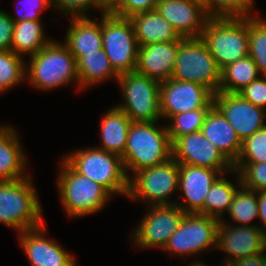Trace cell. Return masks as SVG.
Masks as SVG:
<instances>
[{
  "label": "cell",
  "mask_w": 266,
  "mask_h": 266,
  "mask_svg": "<svg viewBox=\"0 0 266 266\" xmlns=\"http://www.w3.org/2000/svg\"><path fill=\"white\" fill-rule=\"evenodd\" d=\"M76 70L81 91L104 83L110 78L118 80L119 75L111 66L110 60L103 48L96 52L84 53L76 60Z\"/></svg>",
  "instance_id": "obj_26"
},
{
  "label": "cell",
  "mask_w": 266,
  "mask_h": 266,
  "mask_svg": "<svg viewBox=\"0 0 266 266\" xmlns=\"http://www.w3.org/2000/svg\"><path fill=\"white\" fill-rule=\"evenodd\" d=\"M201 39L222 70L249 55L248 17L209 18Z\"/></svg>",
  "instance_id": "obj_6"
},
{
  "label": "cell",
  "mask_w": 266,
  "mask_h": 266,
  "mask_svg": "<svg viewBox=\"0 0 266 266\" xmlns=\"http://www.w3.org/2000/svg\"><path fill=\"white\" fill-rule=\"evenodd\" d=\"M260 76L256 63L248 55L221 70L219 92L238 93Z\"/></svg>",
  "instance_id": "obj_29"
},
{
  "label": "cell",
  "mask_w": 266,
  "mask_h": 266,
  "mask_svg": "<svg viewBox=\"0 0 266 266\" xmlns=\"http://www.w3.org/2000/svg\"><path fill=\"white\" fill-rule=\"evenodd\" d=\"M38 193L29 175L21 180L0 181V223L16 233L44 222Z\"/></svg>",
  "instance_id": "obj_3"
},
{
  "label": "cell",
  "mask_w": 266,
  "mask_h": 266,
  "mask_svg": "<svg viewBox=\"0 0 266 266\" xmlns=\"http://www.w3.org/2000/svg\"><path fill=\"white\" fill-rule=\"evenodd\" d=\"M263 241L266 247V228L262 231Z\"/></svg>",
  "instance_id": "obj_46"
},
{
  "label": "cell",
  "mask_w": 266,
  "mask_h": 266,
  "mask_svg": "<svg viewBox=\"0 0 266 266\" xmlns=\"http://www.w3.org/2000/svg\"><path fill=\"white\" fill-rule=\"evenodd\" d=\"M117 83L120 85L123 102L117 104L132 122H158L160 113V84L138 72L121 74Z\"/></svg>",
  "instance_id": "obj_9"
},
{
  "label": "cell",
  "mask_w": 266,
  "mask_h": 266,
  "mask_svg": "<svg viewBox=\"0 0 266 266\" xmlns=\"http://www.w3.org/2000/svg\"><path fill=\"white\" fill-rule=\"evenodd\" d=\"M100 122L101 144L95 147L122 156L132 123L131 119L114 106L103 115Z\"/></svg>",
  "instance_id": "obj_25"
},
{
  "label": "cell",
  "mask_w": 266,
  "mask_h": 266,
  "mask_svg": "<svg viewBox=\"0 0 266 266\" xmlns=\"http://www.w3.org/2000/svg\"><path fill=\"white\" fill-rule=\"evenodd\" d=\"M259 223L261 231L266 228V190L258 192ZM262 225V226H261Z\"/></svg>",
  "instance_id": "obj_43"
},
{
  "label": "cell",
  "mask_w": 266,
  "mask_h": 266,
  "mask_svg": "<svg viewBox=\"0 0 266 266\" xmlns=\"http://www.w3.org/2000/svg\"><path fill=\"white\" fill-rule=\"evenodd\" d=\"M52 8L63 13L66 18L90 16L88 10H93V8H98L99 12L104 13L94 0H52Z\"/></svg>",
  "instance_id": "obj_37"
},
{
  "label": "cell",
  "mask_w": 266,
  "mask_h": 266,
  "mask_svg": "<svg viewBox=\"0 0 266 266\" xmlns=\"http://www.w3.org/2000/svg\"><path fill=\"white\" fill-rule=\"evenodd\" d=\"M59 168L56 186L68 217L92 215L109 204L112 195L100 184L79 174L64 158Z\"/></svg>",
  "instance_id": "obj_4"
},
{
  "label": "cell",
  "mask_w": 266,
  "mask_h": 266,
  "mask_svg": "<svg viewBox=\"0 0 266 266\" xmlns=\"http://www.w3.org/2000/svg\"><path fill=\"white\" fill-rule=\"evenodd\" d=\"M178 183L179 163L172 157L160 165L147 167L130 175L126 198L142 200L148 206L175 204L171 196L178 191Z\"/></svg>",
  "instance_id": "obj_7"
},
{
  "label": "cell",
  "mask_w": 266,
  "mask_h": 266,
  "mask_svg": "<svg viewBox=\"0 0 266 266\" xmlns=\"http://www.w3.org/2000/svg\"><path fill=\"white\" fill-rule=\"evenodd\" d=\"M26 80L34 89L50 91L77 82L76 59L64 42L51 40L26 61Z\"/></svg>",
  "instance_id": "obj_2"
},
{
  "label": "cell",
  "mask_w": 266,
  "mask_h": 266,
  "mask_svg": "<svg viewBox=\"0 0 266 266\" xmlns=\"http://www.w3.org/2000/svg\"><path fill=\"white\" fill-rule=\"evenodd\" d=\"M156 10L183 38H200L209 20L200 0H159Z\"/></svg>",
  "instance_id": "obj_19"
},
{
  "label": "cell",
  "mask_w": 266,
  "mask_h": 266,
  "mask_svg": "<svg viewBox=\"0 0 266 266\" xmlns=\"http://www.w3.org/2000/svg\"><path fill=\"white\" fill-rule=\"evenodd\" d=\"M213 101L241 142L266 126V110L243 99L238 93L218 92L213 95Z\"/></svg>",
  "instance_id": "obj_15"
},
{
  "label": "cell",
  "mask_w": 266,
  "mask_h": 266,
  "mask_svg": "<svg viewBox=\"0 0 266 266\" xmlns=\"http://www.w3.org/2000/svg\"><path fill=\"white\" fill-rule=\"evenodd\" d=\"M44 224L17 234L20 247L29 264L31 266H78L72 254L60 243L47 238Z\"/></svg>",
  "instance_id": "obj_17"
},
{
  "label": "cell",
  "mask_w": 266,
  "mask_h": 266,
  "mask_svg": "<svg viewBox=\"0 0 266 266\" xmlns=\"http://www.w3.org/2000/svg\"><path fill=\"white\" fill-rule=\"evenodd\" d=\"M161 42L138 47L136 72L159 82L171 78L179 43Z\"/></svg>",
  "instance_id": "obj_20"
},
{
  "label": "cell",
  "mask_w": 266,
  "mask_h": 266,
  "mask_svg": "<svg viewBox=\"0 0 266 266\" xmlns=\"http://www.w3.org/2000/svg\"><path fill=\"white\" fill-rule=\"evenodd\" d=\"M159 0H118L110 12L116 16L130 18L134 14L155 10Z\"/></svg>",
  "instance_id": "obj_39"
},
{
  "label": "cell",
  "mask_w": 266,
  "mask_h": 266,
  "mask_svg": "<svg viewBox=\"0 0 266 266\" xmlns=\"http://www.w3.org/2000/svg\"><path fill=\"white\" fill-rule=\"evenodd\" d=\"M103 49L118 75L134 72L137 65L138 43L129 18L101 13Z\"/></svg>",
  "instance_id": "obj_10"
},
{
  "label": "cell",
  "mask_w": 266,
  "mask_h": 266,
  "mask_svg": "<svg viewBox=\"0 0 266 266\" xmlns=\"http://www.w3.org/2000/svg\"><path fill=\"white\" fill-rule=\"evenodd\" d=\"M147 207V214L129 235L130 239L137 249L158 247L163 250L186 213L176 204Z\"/></svg>",
  "instance_id": "obj_12"
},
{
  "label": "cell",
  "mask_w": 266,
  "mask_h": 266,
  "mask_svg": "<svg viewBox=\"0 0 266 266\" xmlns=\"http://www.w3.org/2000/svg\"><path fill=\"white\" fill-rule=\"evenodd\" d=\"M69 18L72 20L66 31L64 43L76 60L84 53L96 52L103 48L101 19L96 21L90 16Z\"/></svg>",
  "instance_id": "obj_23"
},
{
  "label": "cell",
  "mask_w": 266,
  "mask_h": 266,
  "mask_svg": "<svg viewBox=\"0 0 266 266\" xmlns=\"http://www.w3.org/2000/svg\"><path fill=\"white\" fill-rule=\"evenodd\" d=\"M238 94L253 105L266 110V76L261 75L240 90Z\"/></svg>",
  "instance_id": "obj_40"
},
{
  "label": "cell",
  "mask_w": 266,
  "mask_h": 266,
  "mask_svg": "<svg viewBox=\"0 0 266 266\" xmlns=\"http://www.w3.org/2000/svg\"><path fill=\"white\" fill-rule=\"evenodd\" d=\"M266 162V126L242 142L239 158L235 163Z\"/></svg>",
  "instance_id": "obj_35"
},
{
  "label": "cell",
  "mask_w": 266,
  "mask_h": 266,
  "mask_svg": "<svg viewBox=\"0 0 266 266\" xmlns=\"http://www.w3.org/2000/svg\"><path fill=\"white\" fill-rule=\"evenodd\" d=\"M159 122H132L122 157L128 178L144 168L160 165L172 158V143L166 125ZM161 126V127H160Z\"/></svg>",
  "instance_id": "obj_1"
},
{
  "label": "cell",
  "mask_w": 266,
  "mask_h": 266,
  "mask_svg": "<svg viewBox=\"0 0 266 266\" xmlns=\"http://www.w3.org/2000/svg\"><path fill=\"white\" fill-rule=\"evenodd\" d=\"M249 56L256 63L259 73L266 76V20L255 14L248 17Z\"/></svg>",
  "instance_id": "obj_33"
},
{
  "label": "cell",
  "mask_w": 266,
  "mask_h": 266,
  "mask_svg": "<svg viewBox=\"0 0 266 266\" xmlns=\"http://www.w3.org/2000/svg\"><path fill=\"white\" fill-rule=\"evenodd\" d=\"M24 59L12 50L0 51V95L26 81Z\"/></svg>",
  "instance_id": "obj_31"
},
{
  "label": "cell",
  "mask_w": 266,
  "mask_h": 266,
  "mask_svg": "<svg viewBox=\"0 0 266 266\" xmlns=\"http://www.w3.org/2000/svg\"><path fill=\"white\" fill-rule=\"evenodd\" d=\"M18 133L12 125H0V181L21 180L28 177L27 156Z\"/></svg>",
  "instance_id": "obj_21"
},
{
  "label": "cell",
  "mask_w": 266,
  "mask_h": 266,
  "mask_svg": "<svg viewBox=\"0 0 266 266\" xmlns=\"http://www.w3.org/2000/svg\"><path fill=\"white\" fill-rule=\"evenodd\" d=\"M227 266H266V249L262 253L231 262Z\"/></svg>",
  "instance_id": "obj_42"
},
{
  "label": "cell",
  "mask_w": 266,
  "mask_h": 266,
  "mask_svg": "<svg viewBox=\"0 0 266 266\" xmlns=\"http://www.w3.org/2000/svg\"><path fill=\"white\" fill-rule=\"evenodd\" d=\"M172 79L195 82L219 92L221 68L200 38H184L177 50Z\"/></svg>",
  "instance_id": "obj_8"
},
{
  "label": "cell",
  "mask_w": 266,
  "mask_h": 266,
  "mask_svg": "<svg viewBox=\"0 0 266 266\" xmlns=\"http://www.w3.org/2000/svg\"><path fill=\"white\" fill-rule=\"evenodd\" d=\"M94 2L104 13H110L117 6L118 0H94Z\"/></svg>",
  "instance_id": "obj_44"
},
{
  "label": "cell",
  "mask_w": 266,
  "mask_h": 266,
  "mask_svg": "<svg viewBox=\"0 0 266 266\" xmlns=\"http://www.w3.org/2000/svg\"><path fill=\"white\" fill-rule=\"evenodd\" d=\"M212 108H199L170 116L166 125L171 143L178 137L201 131V127Z\"/></svg>",
  "instance_id": "obj_32"
},
{
  "label": "cell",
  "mask_w": 266,
  "mask_h": 266,
  "mask_svg": "<svg viewBox=\"0 0 266 266\" xmlns=\"http://www.w3.org/2000/svg\"><path fill=\"white\" fill-rule=\"evenodd\" d=\"M214 93L206 86L172 78L160 84V113L166 121L175 114L199 108H213Z\"/></svg>",
  "instance_id": "obj_13"
},
{
  "label": "cell",
  "mask_w": 266,
  "mask_h": 266,
  "mask_svg": "<svg viewBox=\"0 0 266 266\" xmlns=\"http://www.w3.org/2000/svg\"><path fill=\"white\" fill-rule=\"evenodd\" d=\"M258 192L241 186L235 193L233 201L226 214H229L236 225L258 227L251 221L259 219Z\"/></svg>",
  "instance_id": "obj_30"
},
{
  "label": "cell",
  "mask_w": 266,
  "mask_h": 266,
  "mask_svg": "<svg viewBox=\"0 0 266 266\" xmlns=\"http://www.w3.org/2000/svg\"><path fill=\"white\" fill-rule=\"evenodd\" d=\"M222 175L218 170L206 167L179 164L178 191L182 202H175L185 213L204 215V201L211 186ZM183 203V204H182Z\"/></svg>",
  "instance_id": "obj_18"
},
{
  "label": "cell",
  "mask_w": 266,
  "mask_h": 266,
  "mask_svg": "<svg viewBox=\"0 0 266 266\" xmlns=\"http://www.w3.org/2000/svg\"><path fill=\"white\" fill-rule=\"evenodd\" d=\"M172 157L179 164L206 167L222 174H230L234 170L233 164L201 131L178 137L172 143Z\"/></svg>",
  "instance_id": "obj_14"
},
{
  "label": "cell",
  "mask_w": 266,
  "mask_h": 266,
  "mask_svg": "<svg viewBox=\"0 0 266 266\" xmlns=\"http://www.w3.org/2000/svg\"><path fill=\"white\" fill-rule=\"evenodd\" d=\"M219 223V220L207 215L186 213L163 250L179 257L197 256L210 247L217 250Z\"/></svg>",
  "instance_id": "obj_11"
},
{
  "label": "cell",
  "mask_w": 266,
  "mask_h": 266,
  "mask_svg": "<svg viewBox=\"0 0 266 266\" xmlns=\"http://www.w3.org/2000/svg\"><path fill=\"white\" fill-rule=\"evenodd\" d=\"M209 18H246L252 16L254 0H202Z\"/></svg>",
  "instance_id": "obj_34"
},
{
  "label": "cell",
  "mask_w": 266,
  "mask_h": 266,
  "mask_svg": "<svg viewBox=\"0 0 266 266\" xmlns=\"http://www.w3.org/2000/svg\"><path fill=\"white\" fill-rule=\"evenodd\" d=\"M233 173L237 175L234 176L236 183L227 180L226 174H222L211 186L204 201V215L220 221L223 213H227L236 191L242 186L239 173L235 170Z\"/></svg>",
  "instance_id": "obj_28"
},
{
  "label": "cell",
  "mask_w": 266,
  "mask_h": 266,
  "mask_svg": "<svg viewBox=\"0 0 266 266\" xmlns=\"http://www.w3.org/2000/svg\"><path fill=\"white\" fill-rule=\"evenodd\" d=\"M129 19L139 46L184 39L156 9L134 14Z\"/></svg>",
  "instance_id": "obj_24"
},
{
  "label": "cell",
  "mask_w": 266,
  "mask_h": 266,
  "mask_svg": "<svg viewBox=\"0 0 266 266\" xmlns=\"http://www.w3.org/2000/svg\"><path fill=\"white\" fill-rule=\"evenodd\" d=\"M43 25L42 21L31 20L14 23L11 50L23 58L35 55L52 40L45 35Z\"/></svg>",
  "instance_id": "obj_27"
},
{
  "label": "cell",
  "mask_w": 266,
  "mask_h": 266,
  "mask_svg": "<svg viewBox=\"0 0 266 266\" xmlns=\"http://www.w3.org/2000/svg\"><path fill=\"white\" fill-rule=\"evenodd\" d=\"M201 132L232 164L237 161L242 142L228 120L215 106L209 111Z\"/></svg>",
  "instance_id": "obj_22"
},
{
  "label": "cell",
  "mask_w": 266,
  "mask_h": 266,
  "mask_svg": "<svg viewBox=\"0 0 266 266\" xmlns=\"http://www.w3.org/2000/svg\"><path fill=\"white\" fill-rule=\"evenodd\" d=\"M233 168L239 173L243 187L257 192L266 190V162L234 163Z\"/></svg>",
  "instance_id": "obj_36"
},
{
  "label": "cell",
  "mask_w": 266,
  "mask_h": 266,
  "mask_svg": "<svg viewBox=\"0 0 266 266\" xmlns=\"http://www.w3.org/2000/svg\"><path fill=\"white\" fill-rule=\"evenodd\" d=\"M14 22L8 11L0 10V51L11 50Z\"/></svg>",
  "instance_id": "obj_41"
},
{
  "label": "cell",
  "mask_w": 266,
  "mask_h": 266,
  "mask_svg": "<svg viewBox=\"0 0 266 266\" xmlns=\"http://www.w3.org/2000/svg\"><path fill=\"white\" fill-rule=\"evenodd\" d=\"M187 266H211V265H208V264L204 263L203 261L201 262V261L195 260L193 263L191 262Z\"/></svg>",
  "instance_id": "obj_45"
},
{
  "label": "cell",
  "mask_w": 266,
  "mask_h": 266,
  "mask_svg": "<svg viewBox=\"0 0 266 266\" xmlns=\"http://www.w3.org/2000/svg\"><path fill=\"white\" fill-rule=\"evenodd\" d=\"M217 249L226 254L220 266L248 256L262 253L266 247L259 227L233 225L220 220L218 226Z\"/></svg>",
  "instance_id": "obj_16"
},
{
  "label": "cell",
  "mask_w": 266,
  "mask_h": 266,
  "mask_svg": "<svg viewBox=\"0 0 266 266\" xmlns=\"http://www.w3.org/2000/svg\"><path fill=\"white\" fill-rule=\"evenodd\" d=\"M20 4L21 9L19 7L20 10L16 11L18 15L8 13L14 23L25 20L42 21L40 15L46 8L52 7V0H21Z\"/></svg>",
  "instance_id": "obj_38"
},
{
  "label": "cell",
  "mask_w": 266,
  "mask_h": 266,
  "mask_svg": "<svg viewBox=\"0 0 266 266\" xmlns=\"http://www.w3.org/2000/svg\"><path fill=\"white\" fill-rule=\"evenodd\" d=\"M79 174L103 186L112 196H127L129 178L122 157L97 147L81 148L63 157Z\"/></svg>",
  "instance_id": "obj_5"
}]
</instances>
